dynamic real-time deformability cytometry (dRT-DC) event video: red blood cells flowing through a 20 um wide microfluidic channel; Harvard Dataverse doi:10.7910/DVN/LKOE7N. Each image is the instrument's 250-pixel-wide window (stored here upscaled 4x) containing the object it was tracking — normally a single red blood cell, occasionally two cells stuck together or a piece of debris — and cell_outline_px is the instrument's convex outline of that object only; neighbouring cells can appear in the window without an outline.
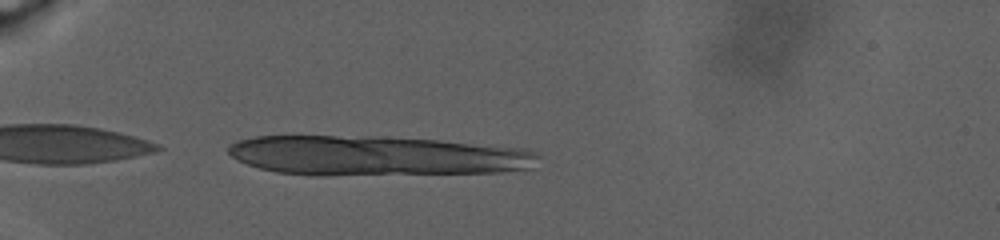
{"species": "human", "species_latin": "Homo sapiens", "temperature_condition": "warm", "stored_images_in_passage": 3, "camera_frame_rate_fps": 3000, "um_per_image_px": 0.085, "donor": {"sex": "male"}, "frame": {"image": 1, "passage_image": 3, "time_ms": 1.667, "image_size_px": [1000, 240], "cell_outline_px": [[540, 156], [532, 168], [500, 172], [328, 176], [312, 176], [276, 172], [260, 168], [236, 160], [228, 152], [228, 148], [236, 140], [256, 136], [368, 136], [436, 140], [520, 148], [536, 152]], "centroid_in_image_um": [31.95, 13.25], "position_along_channel_um": 53.0, "area_um2": 72.31}}